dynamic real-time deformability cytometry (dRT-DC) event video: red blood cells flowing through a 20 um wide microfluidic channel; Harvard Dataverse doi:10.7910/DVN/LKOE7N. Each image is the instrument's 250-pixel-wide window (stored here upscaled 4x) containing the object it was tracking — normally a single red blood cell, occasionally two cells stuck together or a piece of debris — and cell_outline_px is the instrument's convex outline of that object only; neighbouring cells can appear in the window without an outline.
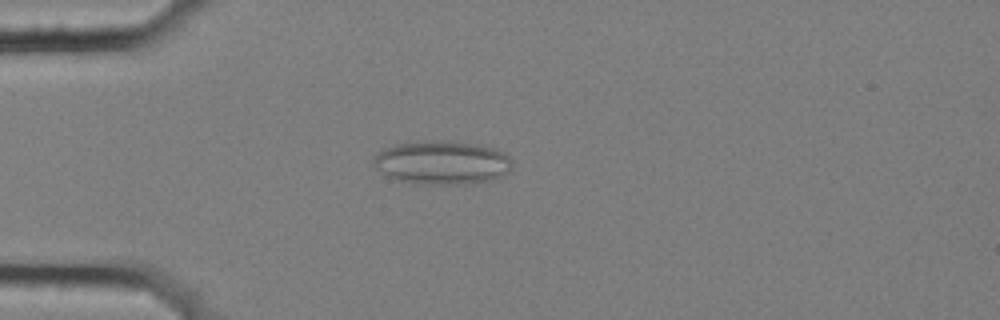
{"species": "common noctule bat (a hibernating species)", "species_latin": "Nyctalus noctula", "temperature_condition": "cold", "stored_images_in_passage": 57, "camera_frame_rate_fps": 3000, "um_per_image_px": 0.085, "animal": {"sex": "female", "body_mass_g": 25.1}, "frame": {"image": 1, "passage_image": 16, "time_ms": 5.0, "image_size_px": [1000, 320], "cell_outline_px": [[512, 168], [508, 172], [500, 176], [488, 180], [460, 184], [428, 184], [396, 180], [388, 176], [376, 168], [372, 164], [372, 156], [396, 144], [424, 140], [448, 140], [476, 144], [496, 148], [504, 152], [512, 160]], "centroid_in_image_um": [37.57, 13.8], "position_along_channel_um": 47.4, "area_um2": 35.32}}
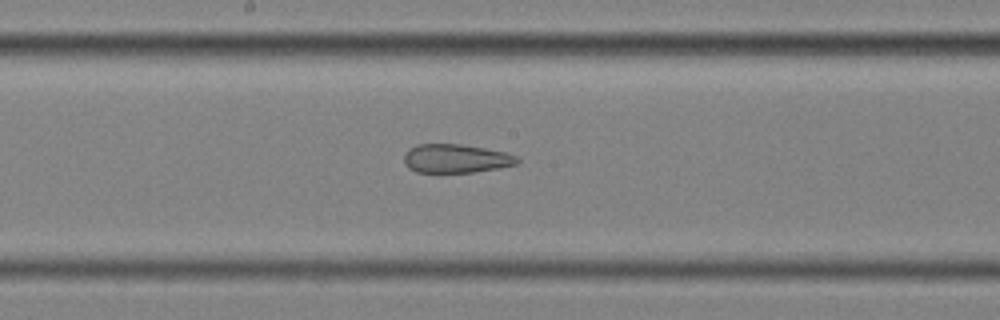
{"frame": {"image": 2, "passage_image": 31, "time_ms": 10.0, "image_size_px": [1000, 320], "cell_outline_px": [[520, 160], [516, 164], [500, 168], [472, 172], [416, 172], [408, 168], [404, 164], [404, 152], [408, 148], [416, 144], [460, 144], [484, 148], [504, 152], [516, 156]], "centroid_in_image_um": [38.7, 13.47], "position_along_channel_um": 209.5, "area_um2": 19.02}}
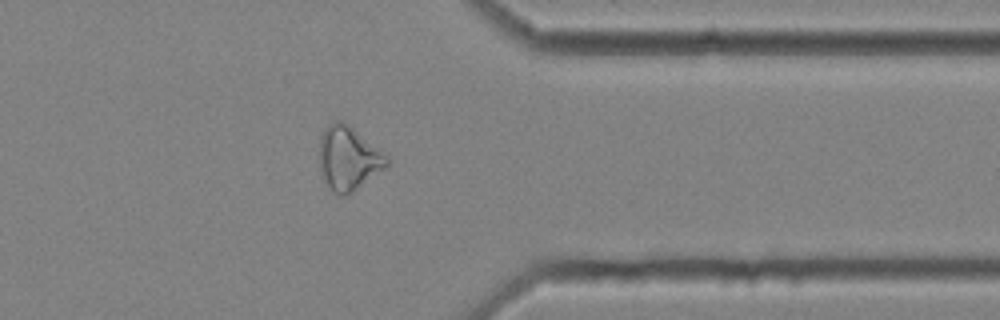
{"frame": {"image": 3, "passage_image": 46, "time_ms": 15.0, "image_size_px": [1000, 320], "cell_outline_px": [[388, 164], [384, 168], [352, 192], [344, 196], [340, 196], [328, 184], [320, 168], [320, 136], [324, 128], [328, 124], [336, 120], [344, 120], [388, 156]], "centroid_in_image_um": [29.61, 13.4], "position_along_channel_um": 381.8, "area_um2": 24.62}, "authors_computed_cell_mechanics": {"area_um2": 26.4146, "velocity_mm_per_s": 3.5878, "shape_relaxation_time_tau1_ms": null, "shape_relaxation_time_tau2_ms": 3.4308, "deformation_change_tau1": null, "deformation_change_tau2": 0.1229}}